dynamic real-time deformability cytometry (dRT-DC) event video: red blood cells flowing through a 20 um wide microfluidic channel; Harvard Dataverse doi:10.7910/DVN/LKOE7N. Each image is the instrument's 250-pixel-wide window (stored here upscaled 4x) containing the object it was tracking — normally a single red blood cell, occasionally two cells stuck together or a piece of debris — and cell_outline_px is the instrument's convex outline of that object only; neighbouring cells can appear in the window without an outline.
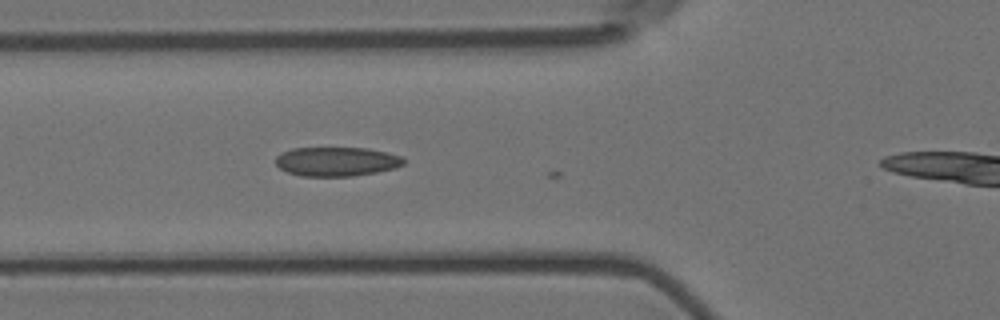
{"species": "Egyptian fruit bat (a non-hibernating species)", "species_latin": "Rousettus aegyptiacus", "temperature_condition": "room temperature", "stored_images_in_passage": 7, "camera_frame_rate_fps": 3000, "um_per_image_px": 0.085, "animal": {"sex": "female"}, "frame": {"image": 1, "passage_image": 5, "time_ms": 1.333, "image_size_px": [1000, 320], "cell_outline_px": [[404, 164], [396, 168], [376, 172], [352, 176], [300, 176], [288, 172], [280, 168], [276, 164], [276, 156], [280, 152], [292, 148], [368, 148], [388, 152], [400, 156], [404, 160]], "centroid_in_image_um": [28.6, 13.73], "position_along_channel_um": 97.2, "area_um2": 21.85}}